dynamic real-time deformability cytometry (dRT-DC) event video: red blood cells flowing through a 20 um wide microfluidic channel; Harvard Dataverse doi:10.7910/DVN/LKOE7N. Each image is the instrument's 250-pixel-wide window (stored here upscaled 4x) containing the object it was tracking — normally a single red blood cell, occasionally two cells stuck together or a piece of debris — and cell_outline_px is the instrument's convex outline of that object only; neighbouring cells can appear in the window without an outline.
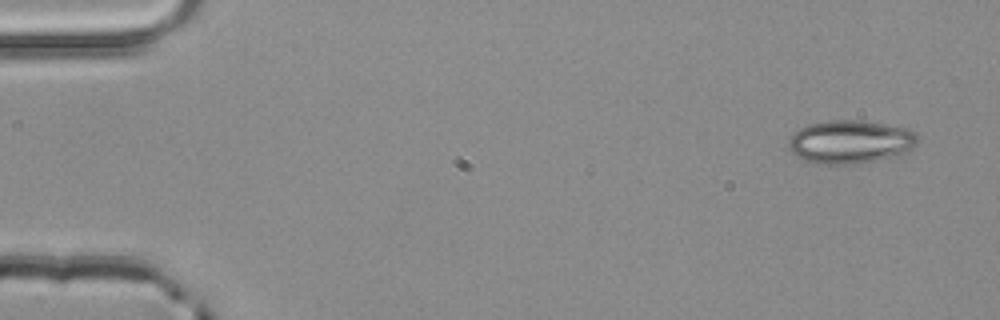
{"species": "common noctule bat (a hibernating species)", "species_latin": "Nyctalus noctula", "temperature_condition": "room temperature", "stored_images_in_passage": 3, "camera_frame_rate_fps": 3000, "um_per_image_px": 0.085, "animal": {"sex": "male", "body_mass_g": 20.4}, "frame": {"image": 1, "passage_image": 1, "time_ms": 0.0, "image_size_px": [1000, 320], "cell_outline_px": [[920, 140], [912, 148], [896, 156], [876, 160], [852, 164], [824, 164], [808, 160], [796, 156], [788, 148], [788, 140], [800, 128], [808, 124], [828, 120], [860, 120], [884, 124], [904, 128], [916, 132]], "centroid_in_image_um": [72.29, 12.04], "position_along_channel_um": 12.7, "area_um2": 32.37}}